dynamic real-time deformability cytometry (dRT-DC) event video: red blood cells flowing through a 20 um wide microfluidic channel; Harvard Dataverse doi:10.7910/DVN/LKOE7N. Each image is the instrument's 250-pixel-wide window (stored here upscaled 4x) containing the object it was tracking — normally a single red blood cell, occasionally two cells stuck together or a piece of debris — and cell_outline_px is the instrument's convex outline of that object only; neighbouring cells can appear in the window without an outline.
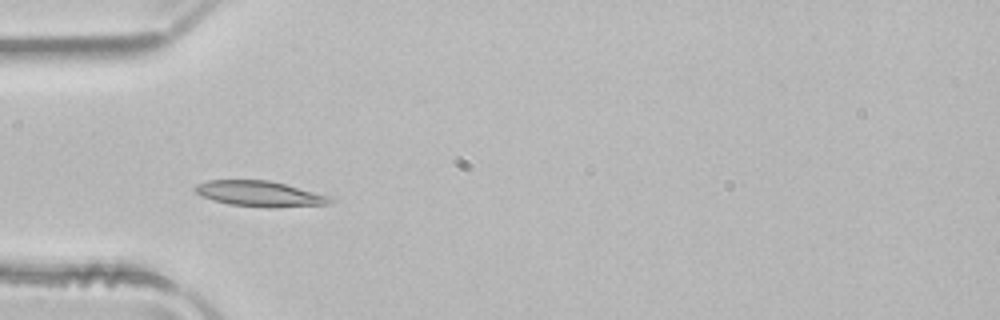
{"species": "common noctule bat (a hibernating species)", "species_latin": "Nyctalus noctula", "temperature_condition": "room temperature", "stored_images_in_passage": 42, "camera_frame_rate_fps": 3000, "um_per_image_px": 0.085, "animal": {"sex": "male", "body_mass_g": 21.5, "forearm_length_mm": 52.0}, "frame": {"image": 1, "passage_image": 7, "time_ms": 2.0, "image_size_px": [1000, 320], "cell_outline_px": [[332, 204], [272, 208], [268, 208], [228, 204], [212, 200], [196, 192], [192, 188], [196, 184], [208, 180], [268, 180], [284, 184], [328, 196], [332, 200]], "centroid_in_image_um": [22.04, 16.48], "position_along_channel_um": 63.0, "area_um2": 20.0}}
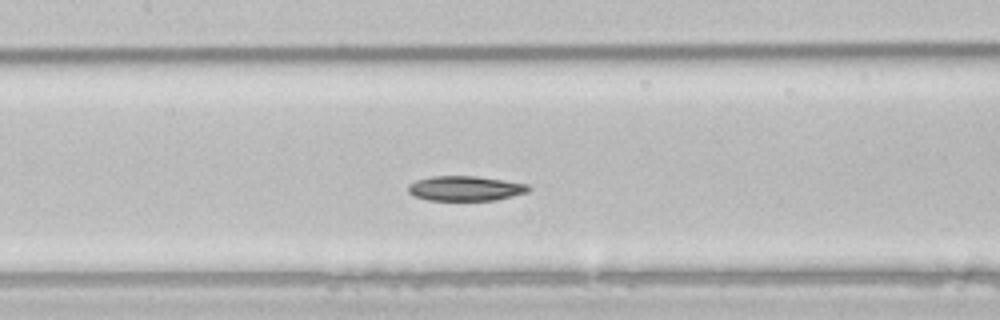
{"frame": {"image": 2, "passage_image": 15, "time_ms": 4.667, "image_size_px": [1000, 320], "cell_outline_px": [[532, 188], [528, 192], [496, 200], [428, 200], [412, 196], [408, 192], [408, 184], [416, 180], [432, 176], [476, 176], [528, 184]], "centroid_in_image_um": [39.54, 16.01], "position_along_channel_um": 167.9, "area_um2": 17.51}}
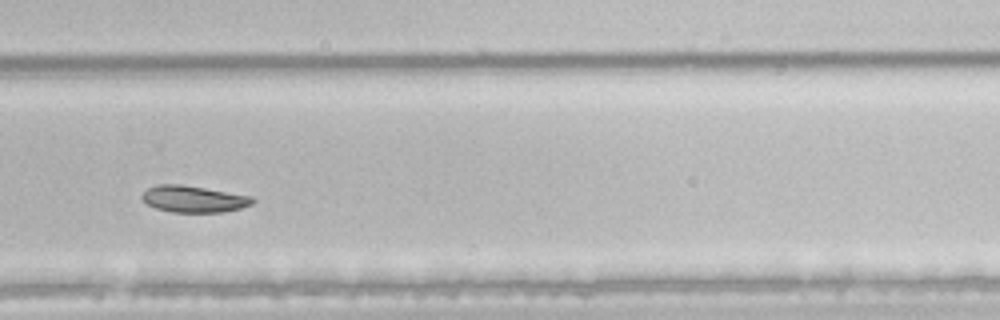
{"frame": {"image": 3, "passage_image": 26, "time_ms": 8.333, "image_size_px": [1000, 320], "cell_outline_px": [[256, 200], [252, 204], [240, 208], [224, 212], [172, 212], [156, 208], [148, 204], [140, 196], [148, 188], [160, 184], [180, 184], [252, 196]], "centroid_in_image_um": [16.48, 16.92], "position_along_channel_um": 313.3, "area_um2": 16.99}, "authors_computed_cell_mechanics": {"area_um2": 18.8139, "velocity_mm_per_s": 3.987, "shape_relaxation_time_tau1_ms": 3.815, "shape_relaxation_time_tau2_ms": null, "deformation_change_tau1": 0.0791, "deformation_change_tau2": null}}